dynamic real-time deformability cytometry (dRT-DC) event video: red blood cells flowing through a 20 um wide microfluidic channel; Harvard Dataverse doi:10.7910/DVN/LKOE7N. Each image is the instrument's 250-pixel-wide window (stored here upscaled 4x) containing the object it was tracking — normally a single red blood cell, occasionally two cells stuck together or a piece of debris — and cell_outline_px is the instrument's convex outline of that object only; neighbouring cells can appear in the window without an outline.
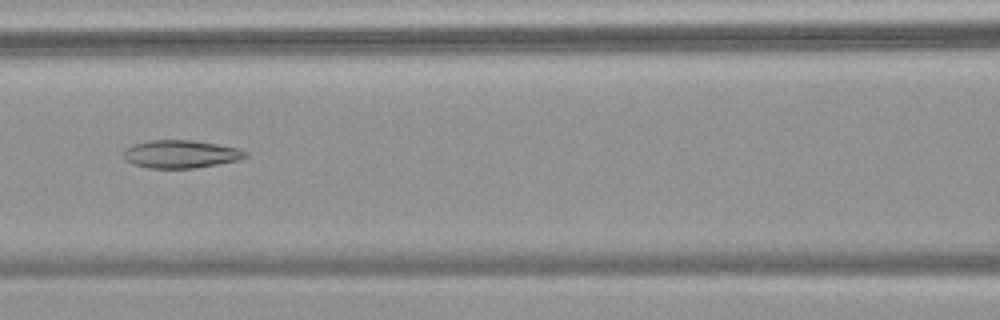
{"species": "common noctule bat (a hibernating species)", "species_latin": "Nyctalus noctula", "temperature_condition": "warm", "stored_images_in_passage": 58, "camera_frame_rate_fps": 3000, "um_per_image_px": 0.085, "animal": {"sex": "female", "body_mass_g": 18.4}, "frame": {"image": 1, "passage_image": 27, "time_ms": 8.667, "image_size_px": [1000, 320], "cell_outline_px": [[248, 156], [236, 160], [216, 164], [192, 168], [148, 168], [132, 164], [124, 160], [124, 148], [132, 144], [148, 140], [192, 140], [240, 148], [248, 152]], "centroid_in_image_um": [15.32, 13.09], "position_along_channel_um": 151.3, "area_um2": 19.88}}
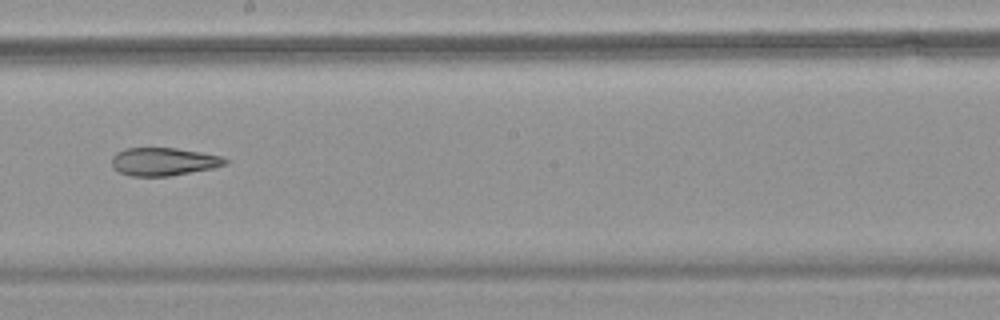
{"frame": {"image": 2, "passage_image": 34, "time_ms": 11.0, "image_size_px": [1000, 320], "cell_outline_px": [[228, 164], [212, 168], [168, 176], [132, 176], [120, 172], [112, 164], [112, 156], [116, 152], [124, 148], [176, 148], [200, 152], [220, 156], [228, 160]], "centroid_in_image_um": [13.9, 13.73], "position_along_channel_um": 234.3, "area_um2": 18.32}}
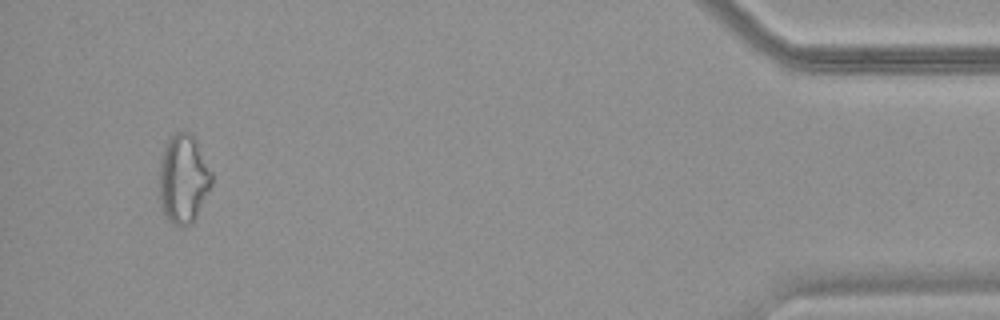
{"frame": {"image": 3, "passage_image": 55, "time_ms": 18.0, "image_size_px": [1000, 320], "cell_outline_px": [[212, 184], [192, 224], [172, 224], [168, 220], [160, 204], [156, 184], [160, 156], [164, 144], [176, 132], [188, 132], [196, 140], [212, 172]], "centroid_in_image_um": [15.52, 15.19], "position_along_channel_um": 419.7, "area_um2": 27.57}, "authors_computed_cell_mechanics": {"area_um2": 24.5939, "velocity_mm_per_s": 3.5789, "shape_relaxation_time_tau1_ms": null, "shape_relaxation_time_tau2_ms": 9.0288, "deformation_change_tau1": null, "deformation_change_tau2": 0.2108}}